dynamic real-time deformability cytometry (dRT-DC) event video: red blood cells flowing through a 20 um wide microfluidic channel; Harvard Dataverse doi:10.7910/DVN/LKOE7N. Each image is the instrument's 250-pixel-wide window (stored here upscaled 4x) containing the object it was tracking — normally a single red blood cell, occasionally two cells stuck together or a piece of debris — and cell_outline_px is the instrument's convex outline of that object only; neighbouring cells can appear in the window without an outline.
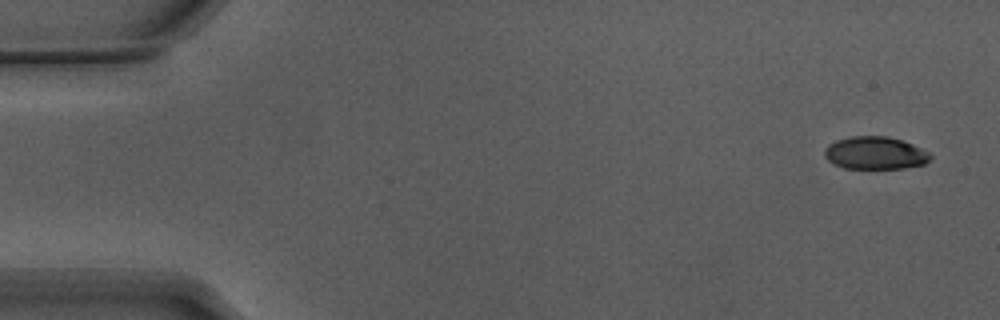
{"species": "Egyptian fruit bat (a non-hibernating species)", "species_latin": "Rousettus aegyptiacus", "temperature_condition": "warm", "stored_images_in_passage": 52, "camera_frame_rate_fps": 3000, "um_per_image_px": 0.085, "animal": {"sex": "male"}, "frame": {"image": 1, "passage_image": 1, "time_ms": 0.0, "image_size_px": [1000, 320], "cell_outline_px": [[932, 156], [924, 164], [904, 168], [844, 168], [832, 164], [824, 156], [824, 152], [828, 144], [836, 140], [852, 136], [888, 136], [912, 144], [928, 152]], "centroid_in_image_um": [74.35, 13.01], "position_along_channel_um": 10.6, "area_um2": 20.06}}
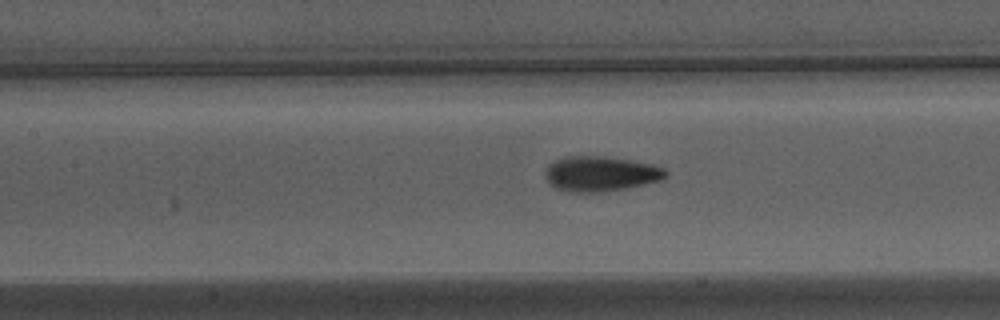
{"frame": {"image": 2, "passage_image": 23, "time_ms": 7.333, "image_size_px": [1000, 320], "cell_outline_px": [[668, 176], [660, 180], [644, 184], [624, 188], [600, 192], [568, 192], [556, 188], [544, 176], [548, 164], [564, 156], [604, 156], [652, 164], [664, 168], [668, 172]], "centroid_in_image_um": [51.04, 14.76], "position_along_channel_um": 156.4, "area_um2": 24.51}}
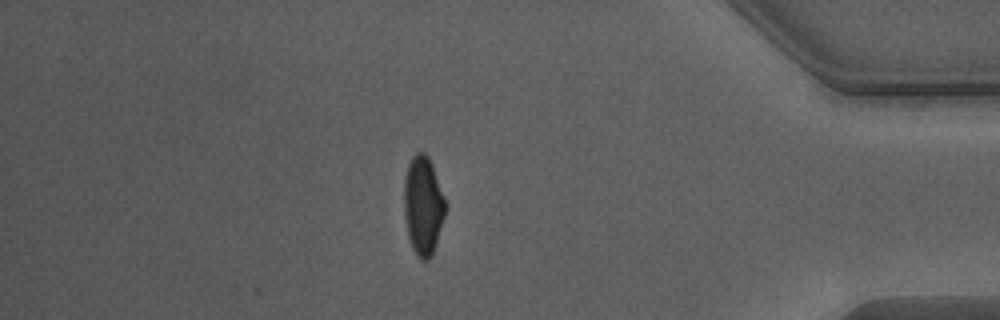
{"frame": {"image": 3, "passage_image": 45, "time_ms": 14.667, "image_size_px": [1000, 320], "cell_outline_px": [[448, 208], [432, 256], [428, 260], [420, 260], [412, 248], [408, 236], [404, 212], [404, 180], [408, 164], [412, 156], [416, 152], [424, 152], [428, 156], [432, 164], [444, 196]], "centroid_in_image_um": [35.98, 17.48], "position_along_channel_um": 399.2, "area_um2": 24.1}, "authors_computed_cell_mechanics": {"area_um2": 23.12, "velocity_mm_per_s": 3.8444, "shape_relaxation_time_tau1_ms": 3.5552, "shape_relaxation_time_tau2_ms": 0.8387, "deformation_change_tau1": 0.182, "deformation_change_tau2": 0.0685}}